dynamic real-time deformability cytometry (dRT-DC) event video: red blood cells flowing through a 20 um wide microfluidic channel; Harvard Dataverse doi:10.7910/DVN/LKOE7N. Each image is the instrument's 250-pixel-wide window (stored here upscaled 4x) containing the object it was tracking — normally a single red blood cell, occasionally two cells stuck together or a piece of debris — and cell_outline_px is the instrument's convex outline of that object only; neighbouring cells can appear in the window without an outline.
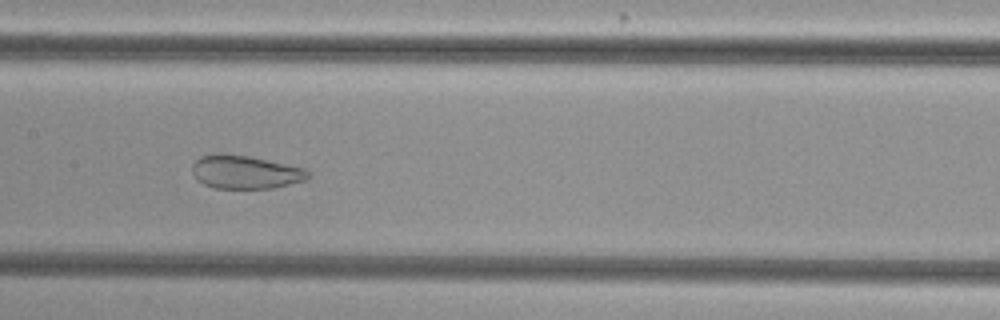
{"species": "common noctule bat (a hibernating species)", "species_latin": "Nyctalus noctula", "temperature_condition": "cold", "stored_images_in_passage": 55, "segment_of_instrument_passage": [1, 2], "camera_frame_rate_fps": 3000, "um_per_image_px": 0.085, "animal": {"sex": "female", "body_mass_g": 29.2, "forearm_length_mm": 56.3}, "frame": {"image": 1, "passage_image": 27, "time_ms": 8.667, "image_size_px": [1000, 320], "cell_outline_px": [[312, 176], [308, 180], [272, 188], [216, 188], [204, 184], [196, 180], [192, 172], [192, 164], [200, 156], [216, 152], [220, 152], [248, 156], [268, 160], [304, 168]], "centroid_in_image_um": [20.83, 14.61], "position_along_channel_um": 186.6, "area_um2": 22.77}}
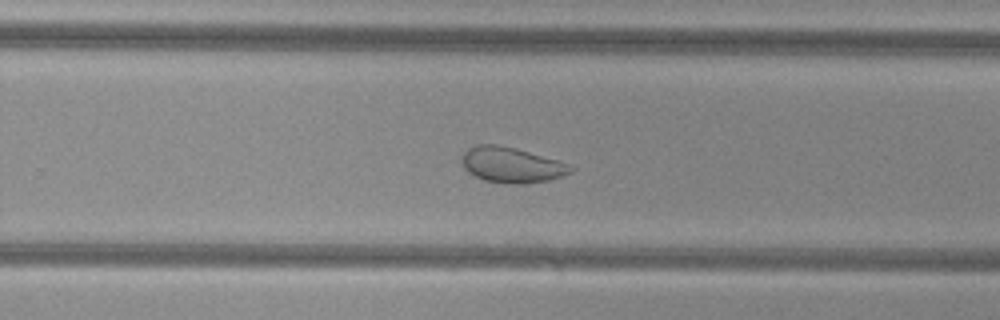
{"frame": {"image": 2, "passage_image": 35, "time_ms": 11.333, "image_size_px": [1000, 320], "cell_outline_px": [[576, 168], [572, 172], [564, 176], [548, 180], [524, 184], [504, 184], [484, 180], [468, 172], [464, 168], [460, 160], [464, 152], [468, 148], [476, 144], [496, 144], [516, 148], [556, 160], [568, 164]], "centroid_in_image_um": [43.47, 14.02], "position_along_channel_um": 286.3, "area_um2": 22.66}}
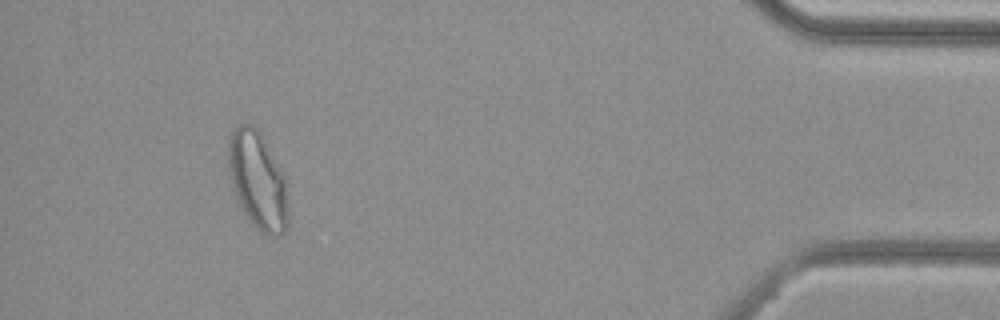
{"frame": {"image": 3, "passage_image": 50, "time_ms": 16.333, "image_size_px": [1000, 320], "cell_outline_px": [[288, 228], [280, 236], [268, 236], [256, 228], [252, 224], [244, 212], [232, 188], [228, 172], [228, 140], [232, 132], [240, 124], [252, 124], [260, 132], [284, 176], [288, 204]], "centroid_in_image_um": [21.9, 15.37], "position_along_channel_um": 413.3, "area_um2": 33.99}}